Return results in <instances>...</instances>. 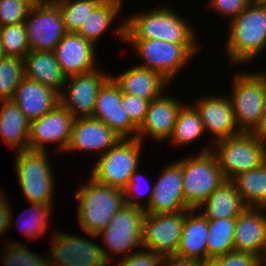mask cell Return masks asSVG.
I'll return each instance as SVG.
<instances>
[{
	"label": "cell",
	"instance_id": "cell-7",
	"mask_svg": "<svg viewBox=\"0 0 266 266\" xmlns=\"http://www.w3.org/2000/svg\"><path fill=\"white\" fill-rule=\"evenodd\" d=\"M176 161L182 169V185L186 204L197 209L219 187L225 178L212 151L190 153Z\"/></svg>",
	"mask_w": 266,
	"mask_h": 266
},
{
	"label": "cell",
	"instance_id": "cell-32",
	"mask_svg": "<svg viewBox=\"0 0 266 266\" xmlns=\"http://www.w3.org/2000/svg\"><path fill=\"white\" fill-rule=\"evenodd\" d=\"M235 227L236 218L208 220V259L217 258L234 251Z\"/></svg>",
	"mask_w": 266,
	"mask_h": 266
},
{
	"label": "cell",
	"instance_id": "cell-48",
	"mask_svg": "<svg viewBox=\"0 0 266 266\" xmlns=\"http://www.w3.org/2000/svg\"><path fill=\"white\" fill-rule=\"evenodd\" d=\"M5 56V53L3 51V46L1 43V35H0V60Z\"/></svg>",
	"mask_w": 266,
	"mask_h": 266
},
{
	"label": "cell",
	"instance_id": "cell-34",
	"mask_svg": "<svg viewBox=\"0 0 266 266\" xmlns=\"http://www.w3.org/2000/svg\"><path fill=\"white\" fill-rule=\"evenodd\" d=\"M25 76L24 59L4 56L0 60V101L11 100Z\"/></svg>",
	"mask_w": 266,
	"mask_h": 266
},
{
	"label": "cell",
	"instance_id": "cell-5",
	"mask_svg": "<svg viewBox=\"0 0 266 266\" xmlns=\"http://www.w3.org/2000/svg\"><path fill=\"white\" fill-rule=\"evenodd\" d=\"M48 151H16L15 170L20 189L29 203L54 204L55 175ZM51 165V166H50Z\"/></svg>",
	"mask_w": 266,
	"mask_h": 266
},
{
	"label": "cell",
	"instance_id": "cell-18",
	"mask_svg": "<svg viewBox=\"0 0 266 266\" xmlns=\"http://www.w3.org/2000/svg\"><path fill=\"white\" fill-rule=\"evenodd\" d=\"M92 118L100 120L121 138H136L138 128L123 109L121 89L110 77L99 89Z\"/></svg>",
	"mask_w": 266,
	"mask_h": 266
},
{
	"label": "cell",
	"instance_id": "cell-2",
	"mask_svg": "<svg viewBox=\"0 0 266 266\" xmlns=\"http://www.w3.org/2000/svg\"><path fill=\"white\" fill-rule=\"evenodd\" d=\"M228 23L224 50L230 65H248L266 50V6L252 1Z\"/></svg>",
	"mask_w": 266,
	"mask_h": 266
},
{
	"label": "cell",
	"instance_id": "cell-24",
	"mask_svg": "<svg viewBox=\"0 0 266 266\" xmlns=\"http://www.w3.org/2000/svg\"><path fill=\"white\" fill-rule=\"evenodd\" d=\"M120 87L121 92L136 95L146 100L159 97L170 86L159 72L135 65L119 75L110 76Z\"/></svg>",
	"mask_w": 266,
	"mask_h": 266
},
{
	"label": "cell",
	"instance_id": "cell-26",
	"mask_svg": "<svg viewBox=\"0 0 266 266\" xmlns=\"http://www.w3.org/2000/svg\"><path fill=\"white\" fill-rule=\"evenodd\" d=\"M197 209H191L183 225L177 255L198 261L208 259V220Z\"/></svg>",
	"mask_w": 266,
	"mask_h": 266
},
{
	"label": "cell",
	"instance_id": "cell-41",
	"mask_svg": "<svg viewBox=\"0 0 266 266\" xmlns=\"http://www.w3.org/2000/svg\"><path fill=\"white\" fill-rule=\"evenodd\" d=\"M209 8L212 9L216 15L217 12L223 18L228 17V22L237 17L240 12H242L252 0H208Z\"/></svg>",
	"mask_w": 266,
	"mask_h": 266
},
{
	"label": "cell",
	"instance_id": "cell-12",
	"mask_svg": "<svg viewBox=\"0 0 266 266\" xmlns=\"http://www.w3.org/2000/svg\"><path fill=\"white\" fill-rule=\"evenodd\" d=\"M49 266H109L98 242L53 230Z\"/></svg>",
	"mask_w": 266,
	"mask_h": 266
},
{
	"label": "cell",
	"instance_id": "cell-36",
	"mask_svg": "<svg viewBox=\"0 0 266 266\" xmlns=\"http://www.w3.org/2000/svg\"><path fill=\"white\" fill-rule=\"evenodd\" d=\"M8 243V244H7ZM4 247V248H3ZM0 249L1 259L4 266H49L48 257L40 256L34 253L26 245L21 242H5V245ZM4 251V252H3Z\"/></svg>",
	"mask_w": 266,
	"mask_h": 266
},
{
	"label": "cell",
	"instance_id": "cell-49",
	"mask_svg": "<svg viewBox=\"0 0 266 266\" xmlns=\"http://www.w3.org/2000/svg\"><path fill=\"white\" fill-rule=\"evenodd\" d=\"M261 265L266 266V248L263 256L261 257Z\"/></svg>",
	"mask_w": 266,
	"mask_h": 266
},
{
	"label": "cell",
	"instance_id": "cell-4",
	"mask_svg": "<svg viewBox=\"0 0 266 266\" xmlns=\"http://www.w3.org/2000/svg\"><path fill=\"white\" fill-rule=\"evenodd\" d=\"M74 195L78 201V222L86 234L98 235L126 205L124 190L98 183L91 177Z\"/></svg>",
	"mask_w": 266,
	"mask_h": 266
},
{
	"label": "cell",
	"instance_id": "cell-27",
	"mask_svg": "<svg viewBox=\"0 0 266 266\" xmlns=\"http://www.w3.org/2000/svg\"><path fill=\"white\" fill-rule=\"evenodd\" d=\"M247 207L242 202L235 184L225 180L197 208L207 219L237 218Z\"/></svg>",
	"mask_w": 266,
	"mask_h": 266
},
{
	"label": "cell",
	"instance_id": "cell-45",
	"mask_svg": "<svg viewBox=\"0 0 266 266\" xmlns=\"http://www.w3.org/2000/svg\"><path fill=\"white\" fill-rule=\"evenodd\" d=\"M160 266H200V261L174 254L163 256Z\"/></svg>",
	"mask_w": 266,
	"mask_h": 266
},
{
	"label": "cell",
	"instance_id": "cell-33",
	"mask_svg": "<svg viewBox=\"0 0 266 266\" xmlns=\"http://www.w3.org/2000/svg\"><path fill=\"white\" fill-rule=\"evenodd\" d=\"M53 206V204L31 203L30 207L23 210L19 216L22 217V215L27 212L25 217L27 218V216H29V218L25 219L23 217L24 219H22L18 217L20 220H17V222L18 225L22 227L19 228L21 232L24 233L25 237L27 236L30 239H37L38 237L44 235V233L48 234L46 232L49 228L50 216L53 214L51 213Z\"/></svg>",
	"mask_w": 266,
	"mask_h": 266
},
{
	"label": "cell",
	"instance_id": "cell-28",
	"mask_svg": "<svg viewBox=\"0 0 266 266\" xmlns=\"http://www.w3.org/2000/svg\"><path fill=\"white\" fill-rule=\"evenodd\" d=\"M0 136L11 149H28L30 121L12 101H0Z\"/></svg>",
	"mask_w": 266,
	"mask_h": 266
},
{
	"label": "cell",
	"instance_id": "cell-42",
	"mask_svg": "<svg viewBox=\"0 0 266 266\" xmlns=\"http://www.w3.org/2000/svg\"><path fill=\"white\" fill-rule=\"evenodd\" d=\"M215 259L221 266H262L261 257L251 252L232 251Z\"/></svg>",
	"mask_w": 266,
	"mask_h": 266
},
{
	"label": "cell",
	"instance_id": "cell-44",
	"mask_svg": "<svg viewBox=\"0 0 266 266\" xmlns=\"http://www.w3.org/2000/svg\"><path fill=\"white\" fill-rule=\"evenodd\" d=\"M0 237L4 235L8 228L12 226L15 220L13 216L12 205L5 196L4 192L0 190ZM13 216V217H12Z\"/></svg>",
	"mask_w": 266,
	"mask_h": 266
},
{
	"label": "cell",
	"instance_id": "cell-10",
	"mask_svg": "<svg viewBox=\"0 0 266 266\" xmlns=\"http://www.w3.org/2000/svg\"><path fill=\"white\" fill-rule=\"evenodd\" d=\"M217 158L225 180H232L238 174L255 169L266 162V145L251 133L217 141L211 150Z\"/></svg>",
	"mask_w": 266,
	"mask_h": 266
},
{
	"label": "cell",
	"instance_id": "cell-50",
	"mask_svg": "<svg viewBox=\"0 0 266 266\" xmlns=\"http://www.w3.org/2000/svg\"><path fill=\"white\" fill-rule=\"evenodd\" d=\"M256 2L260 5L266 6V0H257Z\"/></svg>",
	"mask_w": 266,
	"mask_h": 266
},
{
	"label": "cell",
	"instance_id": "cell-40",
	"mask_svg": "<svg viewBox=\"0 0 266 266\" xmlns=\"http://www.w3.org/2000/svg\"><path fill=\"white\" fill-rule=\"evenodd\" d=\"M121 99L130 121L139 128L145 119L150 101L125 92H121Z\"/></svg>",
	"mask_w": 266,
	"mask_h": 266
},
{
	"label": "cell",
	"instance_id": "cell-3",
	"mask_svg": "<svg viewBox=\"0 0 266 266\" xmlns=\"http://www.w3.org/2000/svg\"><path fill=\"white\" fill-rule=\"evenodd\" d=\"M125 18L113 29V34L133 47L143 61L138 66L159 72L170 83L203 45L174 44L156 39H124ZM184 67V68H183ZM183 68V69H182Z\"/></svg>",
	"mask_w": 266,
	"mask_h": 266
},
{
	"label": "cell",
	"instance_id": "cell-14",
	"mask_svg": "<svg viewBox=\"0 0 266 266\" xmlns=\"http://www.w3.org/2000/svg\"><path fill=\"white\" fill-rule=\"evenodd\" d=\"M75 118L61 104L38 119L30 122L28 149L47 151L50 144H57L56 150L63 153L69 144ZM48 144V145H47Z\"/></svg>",
	"mask_w": 266,
	"mask_h": 266
},
{
	"label": "cell",
	"instance_id": "cell-39",
	"mask_svg": "<svg viewBox=\"0 0 266 266\" xmlns=\"http://www.w3.org/2000/svg\"><path fill=\"white\" fill-rule=\"evenodd\" d=\"M138 171H139V169H137V170L134 171V173L130 177V180L128 182V185L124 189L125 203L127 205H131V206H134V207H139V208H142V209L145 210V208H147L149 206L150 201H151V198H152L153 185L150 186L148 184V182H147V185H146L145 190H141L140 191V188H142L141 187V184L142 183L140 184V182H144L145 180H144V178L141 177L142 175ZM144 193H146V196L145 197H147V200H145V201H147L146 204L144 203L143 200L140 201L142 199Z\"/></svg>",
	"mask_w": 266,
	"mask_h": 266
},
{
	"label": "cell",
	"instance_id": "cell-13",
	"mask_svg": "<svg viewBox=\"0 0 266 266\" xmlns=\"http://www.w3.org/2000/svg\"><path fill=\"white\" fill-rule=\"evenodd\" d=\"M190 210L145 213L142 224L143 249L163 256L177 253L186 215Z\"/></svg>",
	"mask_w": 266,
	"mask_h": 266
},
{
	"label": "cell",
	"instance_id": "cell-37",
	"mask_svg": "<svg viewBox=\"0 0 266 266\" xmlns=\"http://www.w3.org/2000/svg\"><path fill=\"white\" fill-rule=\"evenodd\" d=\"M0 35L5 56L25 59L30 47L24 23L0 27Z\"/></svg>",
	"mask_w": 266,
	"mask_h": 266
},
{
	"label": "cell",
	"instance_id": "cell-23",
	"mask_svg": "<svg viewBox=\"0 0 266 266\" xmlns=\"http://www.w3.org/2000/svg\"><path fill=\"white\" fill-rule=\"evenodd\" d=\"M11 100L30 122L40 118L60 103L58 92L25 76Z\"/></svg>",
	"mask_w": 266,
	"mask_h": 266
},
{
	"label": "cell",
	"instance_id": "cell-19",
	"mask_svg": "<svg viewBox=\"0 0 266 266\" xmlns=\"http://www.w3.org/2000/svg\"><path fill=\"white\" fill-rule=\"evenodd\" d=\"M153 184L150 204L145 208L147 214H160L191 210L186 204L183 191L181 165L175 160L164 167Z\"/></svg>",
	"mask_w": 266,
	"mask_h": 266
},
{
	"label": "cell",
	"instance_id": "cell-17",
	"mask_svg": "<svg viewBox=\"0 0 266 266\" xmlns=\"http://www.w3.org/2000/svg\"><path fill=\"white\" fill-rule=\"evenodd\" d=\"M174 97L168 94L165 95L163 92L159 97L149 102L147 114L138 128L136 136L143 144L145 136L146 139L150 137L155 142L169 141L178 113L184 105L183 101L181 102Z\"/></svg>",
	"mask_w": 266,
	"mask_h": 266
},
{
	"label": "cell",
	"instance_id": "cell-51",
	"mask_svg": "<svg viewBox=\"0 0 266 266\" xmlns=\"http://www.w3.org/2000/svg\"><path fill=\"white\" fill-rule=\"evenodd\" d=\"M261 74L266 78V71L261 72Z\"/></svg>",
	"mask_w": 266,
	"mask_h": 266
},
{
	"label": "cell",
	"instance_id": "cell-11",
	"mask_svg": "<svg viewBox=\"0 0 266 266\" xmlns=\"http://www.w3.org/2000/svg\"><path fill=\"white\" fill-rule=\"evenodd\" d=\"M30 50L54 51L67 33L64 18L53 0H39L24 21Z\"/></svg>",
	"mask_w": 266,
	"mask_h": 266
},
{
	"label": "cell",
	"instance_id": "cell-29",
	"mask_svg": "<svg viewBox=\"0 0 266 266\" xmlns=\"http://www.w3.org/2000/svg\"><path fill=\"white\" fill-rule=\"evenodd\" d=\"M123 4V0H102L84 20L77 33L96 47L98 40L118 20Z\"/></svg>",
	"mask_w": 266,
	"mask_h": 266
},
{
	"label": "cell",
	"instance_id": "cell-25",
	"mask_svg": "<svg viewBox=\"0 0 266 266\" xmlns=\"http://www.w3.org/2000/svg\"><path fill=\"white\" fill-rule=\"evenodd\" d=\"M25 77L47 86L59 94L67 76L57 62L54 52L30 50L24 59Z\"/></svg>",
	"mask_w": 266,
	"mask_h": 266
},
{
	"label": "cell",
	"instance_id": "cell-16",
	"mask_svg": "<svg viewBox=\"0 0 266 266\" xmlns=\"http://www.w3.org/2000/svg\"><path fill=\"white\" fill-rule=\"evenodd\" d=\"M194 107L199 112L207 133H211V139L200 153L212 150L217 141L240 134L234 119V112L229 96L214 94L212 96H201L196 99ZM213 137V138H212ZM209 145V146H208Z\"/></svg>",
	"mask_w": 266,
	"mask_h": 266
},
{
	"label": "cell",
	"instance_id": "cell-31",
	"mask_svg": "<svg viewBox=\"0 0 266 266\" xmlns=\"http://www.w3.org/2000/svg\"><path fill=\"white\" fill-rule=\"evenodd\" d=\"M203 134H206V130L199 112L193 104H184L178 113L170 142L177 147L187 146L200 140Z\"/></svg>",
	"mask_w": 266,
	"mask_h": 266
},
{
	"label": "cell",
	"instance_id": "cell-43",
	"mask_svg": "<svg viewBox=\"0 0 266 266\" xmlns=\"http://www.w3.org/2000/svg\"><path fill=\"white\" fill-rule=\"evenodd\" d=\"M162 256L153 251L141 249L122 258L115 266H160Z\"/></svg>",
	"mask_w": 266,
	"mask_h": 266
},
{
	"label": "cell",
	"instance_id": "cell-9",
	"mask_svg": "<svg viewBox=\"0 0 266 266\" xmlns=\"http://www.w3.org/2000/svg\"><path fill=\"white\" fill-rule=\"evenodd\" d=\"M143 143L137 138H122L107 152L98 155L90 177L101 184L124 190L140 165Z\"/></svg>",
	"mask_w": 266,
	"mask_h": 266
},
{
	"label": "cell",
	"instance_id": "cell-46",
	"mask_svg": "<svg viewBox=\"0 0 266 266\" xmlns=\"http://www.w3.org/2000/svg\"><path fill=\"white\" fill-rule=\"evenodd\" d=\"M258 141L266 145V107L258 124L250 132Z\"/></svg>",
	"mask_w": 266,
	"mask_h": 266
},
{
	"label": "cell",
	"instance_id": "cell-22",
	"mask_svg": "<svg viewBox=\"0 0 266 266\" xmlns=\"http://www.w3.org/2000/svg\"><path fill=\"white\" fill-rule=\"evenodd\" d=\"M266 248V208L247 207L237 218L234 251L262 257Z\"/></svg>",
	"mask_w": 266,
	"mask_h": 266
},
{
	"label": "cell",
	"instance_id": "cell-1",
	"mask_svg": "<svg viewBox=\"0 0 266 266\" xmlns=\"http://www.w3.org/2000/svg\"><path fill=\"white\" fill-rule=\"evenodd\" d=\"M170 6H158L125 18L124 39H158L174 44H199L190 21ZM196 38V39H195Z\"/></svg>",
	"mask_w": 266,
	"mask_h": 266
},
{
	"label": "cell",
	"instance_id": "cell-38",
	"mask_svg": "<svg viewBox=\"0 0 266 266\" xmlns=\"http://www.w3.org/2000/svg\"><path fill=\"white\" fill-rule=\"evenodd\" d=\"M39 0H0V27L24 23L29 9Z\"/></svg>",
	"mask_w": 266,
	"mask_h": 266
},
{
	"label": "cell",
	"instance_id": "cell-20",
	"mask_svg": "<svg viewBox=\"0 0 266 266\" xmlns=\"http://www.w3.org/2000/svg\"><path fill=\"white\" fill-rule=\"evenodd\" d=\"M120 139L122 138L118 134L100 120L92 117H79L74 120L70 141L65 152L89 151L101 156Z\"/></svg>",
	"mask_w": 266,
	"mask_h": 266
},
{
	"label": "cell",
	"instance_id": "cell-35",
	"mask_svg": "<svg viewBox=\"0 0 266 266\" xmlns=\"http://www.w3.org/2000/svg\"><path fill=\"white\" fill-rule=\"evenodd\" d=\"M64 18L67 32L77 33L82 23L102 0H53Z\"/></svg>",
	"mask_w": 266,
	"mask_h": 266
},
{
	"label": "cell",
	"instance_id": "cell-8",
	"mask_svg": "<svg viewBox=\"0 0 266 266\" xmlns=\"http://www.w3.org/2000/svg\"><path fill=\"white\" fill-rule=\"evenodd\" d=\"M144 216V209L126 204L115 214L109 222V225L98 235L87 234L93 240L97 237L99 239L100 237L103 238V245L105 247L107 246V249L103 245L101 247L105 258L109 262V266L114 262L115 255L122 256L124 254L122 257L125 258L137 252L136 249L143 248L142 224Z\"/></svg>",
	"mask_w": 266,
	"mask_h": 266
},
{
	"label": "cell",
	"instance_id": "cell-6",
	"mask_svg": "<svg viewBox=\"0 0 266 266\" xmlns=\"http://www.w3.org/2000/svg\"><path fill=\"white\" fill-rule=\"evenodd\" d=\"M231 100L240 132L250 133L266 107V78L261 72L238 71L232 79Z\"/></svg>",
	"mask_w": 266,
	"mask_h": 266
},
{
	"label": "cell",
	"instance_id": "cell-30",
	"mask_svg": "<svg viewBox=\"0 0 266 266\" xmlns=\"http://www.w3.org/2000/svg\"><path fill=\"white\" fill-rule=\"evenodd\" d=\"M246 207L266 208V162L231 180Z\"/></svg>",
	"mask_w": 266,
	"mask_h": 266
},
{
	"label": "cell",
	"instance_id": "cell-21",
	"mask_svg": "<svg viewBox=\"0 0 266 266\" xmlns=\"http://www.w3.org/2000/svg\"><path fill=\"white\" fill-rule=\"evenodd\" d=\"M96 49L78 33L67 32L53 52L62 71L69 77L97 68Z\"/></svg>",
	"mask_w": 266,
	"mask_h": 266
},
{
	"label": "cell",
	"instance_id": "cell-15",
	"mask_svg": "<svg viewBox=\"0 0 266 266\" xmlns=\"http://www.w3.org/2000/svg\"><path fill=\"white\" fill-rule=\"evenodd\" d=\"M110 76L96 68L87 73L67 77L59 94L60 103L74 118L92 117L99 89Z\"/></svg>",
	"mask_w": 266,
	"mask_h": 266
},
{
	"label": "cell",
	"instance_id": "cell-47",
	"mask_svg": "<svg viewBox=\"0 0 266 266\" xmlns=\"http://www.w3.org/2000/svg\"><path fill=\"white\" fill-rule=\"evenodd\" d=\"M200 266H221V265L215 258H209L200 261Z\"/></svg>",
	"mask_w": 266,
	"mask_h": 266
}]
</instances>
